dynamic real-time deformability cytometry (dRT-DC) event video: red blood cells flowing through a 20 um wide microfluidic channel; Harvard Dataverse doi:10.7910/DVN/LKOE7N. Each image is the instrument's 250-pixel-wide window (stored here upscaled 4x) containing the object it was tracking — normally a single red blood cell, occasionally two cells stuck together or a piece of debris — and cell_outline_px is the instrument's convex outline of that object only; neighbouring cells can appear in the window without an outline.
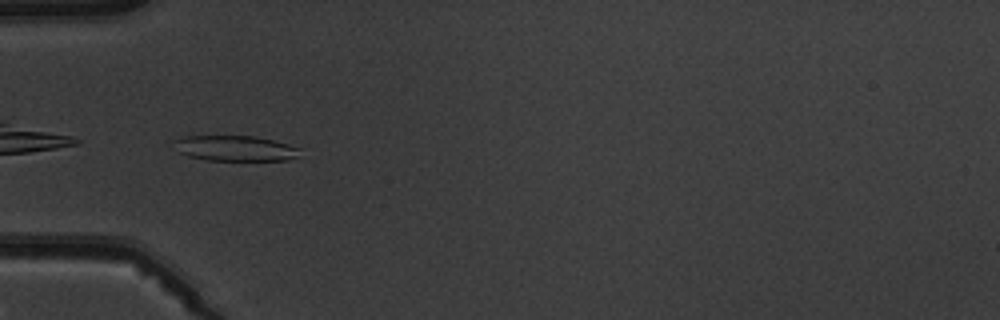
{"species": "common noctule bat (a hibernating species)", "species_latin": "Nyctalus noctula", "temperature_condition": "warm", "stored_images_in_passage": 6, "camera_frame_rate_fps": 3000, "um_per_image_px": 0.085, "animal": {"sex": "male", "body_mass_g": 19.5, "forearm_length_mm": 54.6}, "frame": {"image": 1, "passage_image": 4, "time_ms": 4.333, "image_size_px": [1000, 320], "cell_outline_px": [[300, 156], [288, 160], [208, 160], [188, 156], [180, 152], [172, 140], [188, 136], [256, 136], [288, 144], [300, 148]], "centroid_in_image_um": [20.03, 12.6], "position_along_channel_um": 65.0, "area_um2": 18.55}}